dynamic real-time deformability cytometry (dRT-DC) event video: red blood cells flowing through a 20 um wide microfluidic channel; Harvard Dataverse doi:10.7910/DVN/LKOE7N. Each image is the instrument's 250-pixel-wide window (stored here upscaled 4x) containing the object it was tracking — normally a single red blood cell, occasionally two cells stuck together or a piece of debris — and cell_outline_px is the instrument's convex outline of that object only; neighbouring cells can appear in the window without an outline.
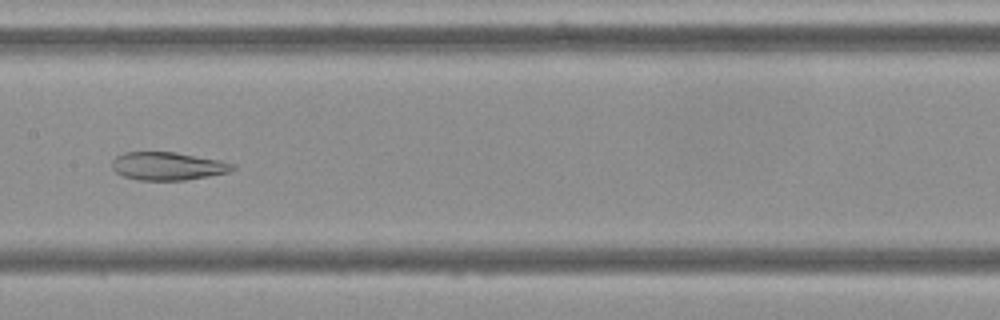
{"species": "Egyptian fruit bat (a non-hibernating species)", "species_latin": "Rousettus aegyptiacus", "temperature_condition": "cold", "stored_images_in_passage": 9, "camera_frame_rate_fps": 3000, "um_per_image_px": 0.085, "frame": {"image": 1, "passage_image": 7, "time_ms": 7.333, "image_size_px": [1000, 320], "cell_outline_px": [[236, 168], [228, 172], [208, 176], [184, 180], [136, 180], [124, 176], [116, 172], [112, 168], [112, 160], [116, 156], [124, 152], [176, 152], [220, 160], [236, 164]], "centroid_in_image_um": [14.26, 14.11], "position_along_channel_um": 193.1, "area_um2": 19.77}}
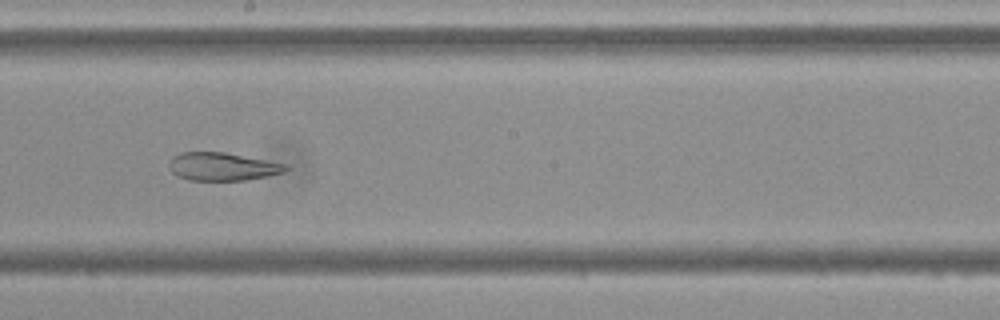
{"frame": {"image": 2, "passage_image": 8, "time_ms": 8.333, "image_size_px": [1000, 320], "cell_outline_px": [[288, 168], [284, 172], [244, 180], [188, 180], [172, 172], [168, 168], [168, 160], [172, 156], [180, 152], [224, 152], [288, 164]], "centroid_in_image_um": [18.86, 14.14], "position_along_channel_um": 229.3, "area_um2": 19.02}}
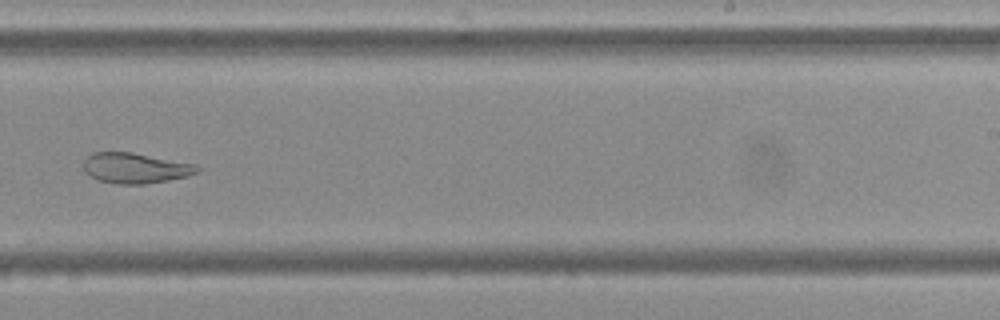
{"frame": {"image": 3, "passage_image": 9, "time_ms": 9.667, "image_size_px": [1000, 320], "cell_outline_px": [[200, 168], [196, 172], [188, 176], [168, 180], [144, 184], [116, 184], [96, 180], [84, 168], [84, 160], [92, 152], [132, 152], [196, 164]], "centroid_in_image_um": [11.51, 14.28], "position_along_channel_um": 277.5, "area_um2": 20.06}}